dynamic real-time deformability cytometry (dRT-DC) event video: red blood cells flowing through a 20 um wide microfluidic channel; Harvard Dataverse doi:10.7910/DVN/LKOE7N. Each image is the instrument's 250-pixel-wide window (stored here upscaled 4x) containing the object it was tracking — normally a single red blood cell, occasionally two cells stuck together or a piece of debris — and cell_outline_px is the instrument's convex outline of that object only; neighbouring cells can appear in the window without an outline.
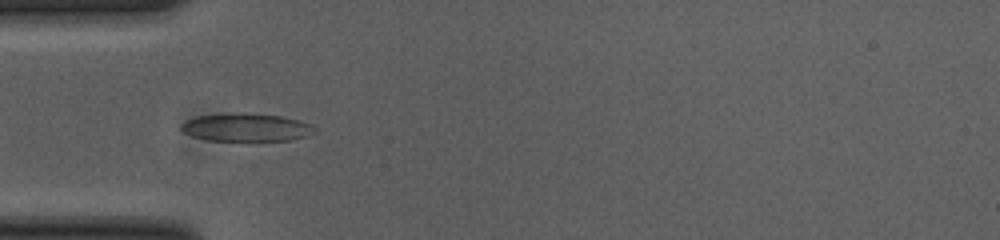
{"species": "common noctule bat (a hibernating species)", "species_latin": "Nyctalus noctula", "temperature_condition": "cold", "stored_images_in_passage": 41, "camera_frame_rate_fps": 3000, "um_per_image_px": 0.085, "animal": {"sex": "female", "body_mass_g": 23.0, "forearm_length_mm": 53.4}, "frame": {"image": 1, "passage_image": 3, "time_ms": 0.667, "image_size_px": [1000, 240], "cell_outline_px": [[316, 132], [308, 136], [292, 140], [204, 140], [192, 136], [184, 132], [180, 128], [180, 124], [188, 120], [200, 116], [244, 112], [280, 116], [312, 124]], "centroid_in_image_um": [20.95, 10.83], "position_along_channel_um": 64.1, "area_um2": 21.56}}
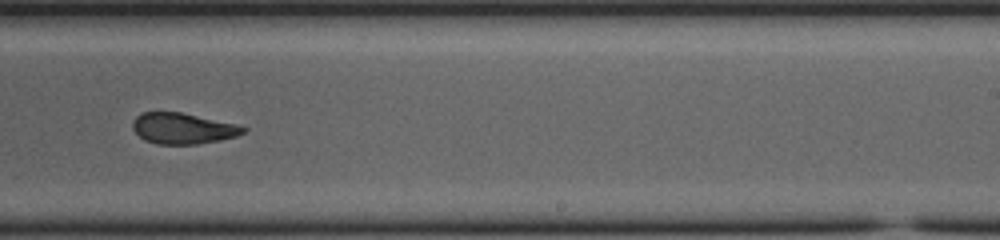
{"frame": {"image": 2, "passage_image": 20, "time_ms": 6.333, "image_size_px": [1000, 240], "cell_outline_px": [[248, 128], [244, 132], [236, 136], [220, 140], [196, 144], [156, 144], [144, 140], [132, 128], [132, 120], [136, 116], [144, 112], [180, 112], [236, 124]], "centroid_in_image_um": [15.52, 10.92], "position_along_channel_um": 273.5, "area_um2": 19.83}}
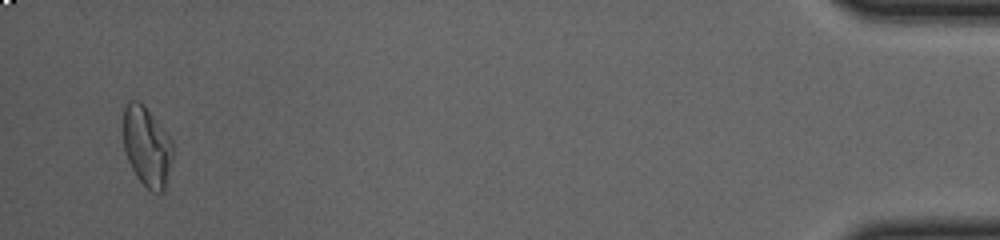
{"frame": {"image": 3, "passage_image": 39, "time_ms": 12.667, "image_size_px": [1000, 240], "cell_outline_px": [[172, 156], [164, 192], [152, 192], [136, 176], [128, 160], [124, 148], [124, 104], [128, 100], [140, 100], [144, 104], [164, 128], [172, 140]], "centroid_in_image_um": [12.48, 12.4], "position_along_channel_um": 422.7, "area_um2": 23.06}, "authors_computed_cell_mechanics": {"area_um2": 21.386, "velocity_mm_per_s": 3.7077, "shape_relaxation_time_tau1_ms": null, "shape_relaxation_time_tau2_ms": 1.9181, "deformation_change_tau1": null, "deformation_change_tau2": 0.0872}}